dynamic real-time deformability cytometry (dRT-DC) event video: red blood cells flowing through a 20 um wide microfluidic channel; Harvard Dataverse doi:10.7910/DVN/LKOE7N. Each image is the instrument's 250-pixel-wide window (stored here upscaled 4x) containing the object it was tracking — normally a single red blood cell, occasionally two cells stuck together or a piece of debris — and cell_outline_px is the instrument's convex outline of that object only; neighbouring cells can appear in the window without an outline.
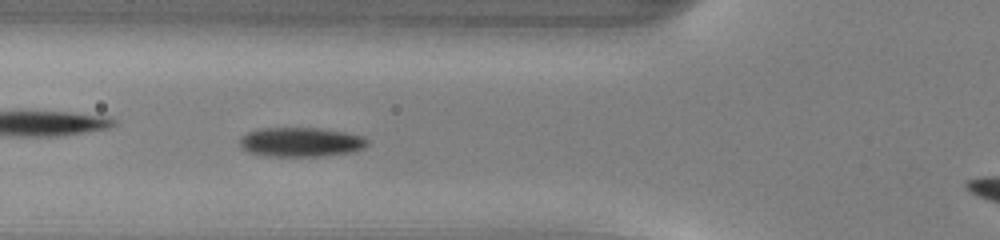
{"species": "common noctule bat (a hibernating species)", "species_latin": "Nyctalus noctula", "temperature_condition": "warm", "stored_images_in_passage": 36, "camera_frame_rate_fps": 3000, "um_per_image_px": 0.085, "animal": {"sex": "male", "body_mass_g": 13.0, "forearm_length_mm": 53.1}, "frame": {"image": 1, "passage_image": 10, "time_ms": 3.0, "image_size_px": [1000, 240], "cell_outline_px": [[368, 144], [364, 148], [352, 152], [328, 156], [264, 156], [248, 152], [240, 148], [240, 136], [248, 132], [260, 128], [320, 128], [344, 132], [364, 136], [368, 140]], "centroid_in_image_um": [25.57, 12.08], "position_along_channel_um": 100.2, "area_um2": 22.14}}
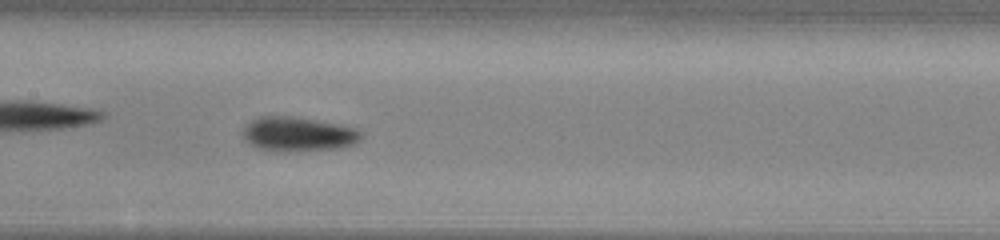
{"frame": {"image": 2, "passage_image": 16, "time_ms": 5.0, "image_size_px": [1000, 240], "cell_outline_px": [[364, 136], [356, 144], [340, 148], [276, 152], [260, 148], [248, 144], [244, 140], [244, 128], [252, 120], [260, 116], [288, 116], [316, 120], [356, 128], [364, 132]], "centroid_in_image_um": [25.38, 11.41], "position_along_channel_um": 182.0, "area_um2": 23.76}}
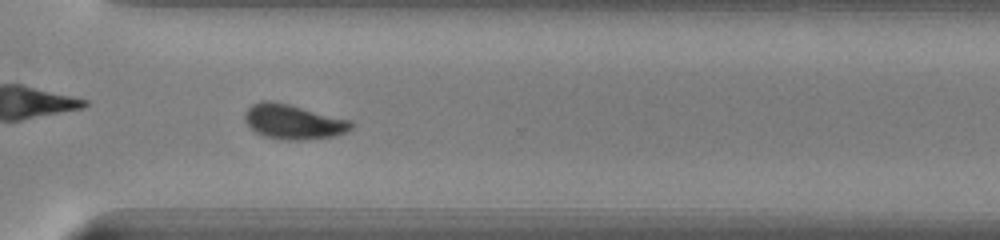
{"frame": {"image": 3, "passage_image": 28, "time_ms": 9.0, "image_size_px": [1000, 240], "cell_outline_px": [[352, 128], [336, 136], [304, 140], [280, 140], [264, 136], [256, 132], [244, 120], [244, 112], [252, 104], [264, 100], [268, 100], [288, 104], [352, 120]], "centroid_in_image_um": [24.92, 10.36], "position_along_channel_um": 345.7, "area_um2": 21.56}, "authors_computed_cell_mechanics": {"area_um2": 21.675, "velocity_mm_per_s": 4.0886, "shape_relaxation_time_tau1_ms": 3.4552, "shape_relaxation_time_tau2_ms": 3.3278, "deformation_change_tau1": 0.1219, "deformation_change_tau2": 0.0596}}